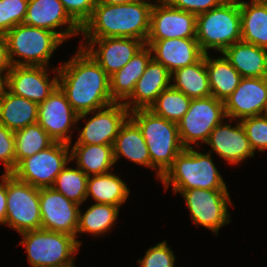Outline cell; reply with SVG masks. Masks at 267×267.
Instances as JSON below:
<instances>
[{
    "instance_id": "obj_1",
    "label": "cell",
    "mask_w": 267,
    "mask_h": 267,
    "mask_svg": "<svg viewBox=\"0 0 267 267\" xmlns=\"http://www.w3.org/2000/svg\"><path fill=\"white\" fill-rule=\"evenodd\" d=\"M58 86L78 114L77 122L115 102L110 93L109 76L80 46L71 60L58 66Z\"/></svg>"
},
{
    "instance_id": "obj_2",
    "label": "cell",
    "mask_w": 267,
    "mask_h": 267,
    "mask_svg": "<svg viewBox=\"0 0 267 267\" xmlns=\"http://www.w3.org/2000/svg\"><path fill=\"white\" fill-rule=\"evenodd\" d=\"M152 7L149 0L96 4L92 16L81 28V33L84 38L127 37L146 43Z\"/></svg>"
},
{
    "instance_id": "obj_3",
    "label": "cell",
    "mask_w": 267,
    "mask_h": 267,
    "mask_svg": "<svg viewBox=\"0 0 267 267\" xmlns=\"http://www.w3.org/2000/svg\"><path fill=\"white\" fill-rule=\"evenodd\" d=\"M129 117L140 128L149 150L151 166L161 180L177 155L185 149L179 137L178 123L159 117L149 109L134 110Z\"/></svg>"
},
{
    "instance_id": "obj_4",
    "label": "cell",
    "mask_w": 267,
    "mask_h": 267,
    "mask_svg": "<svg viewBox=\"0 0 267 267\" xmlns=\"http://www.w3.org/2000/svg\"><path fill=\"white\" fill-rule=\"evenodd\" d=\"M165 191L172 185L175 193L190 189H227L211 153H201L193 147L184 149L160 180Z\"/></svg>"
},
{
    "instance_id": "obj_5",
    "label": "cell",
    "mask_w": 267,
    "mask_h": 267,
    "mask_svg": "<svg viewBox=\"0 0 267 267\" xmlns=\"http://www.w3.org/2000/svg\"><path fill=\"white\" fill-rule=\"evenodd\" d=\"M196 40L206 54L214 49L223 52L241 41V14L239 0H226L221 5L197 15Z\"/></svg>"
},
{
    "instance_id": "obj_6",
    "label": "cell",
    "mask_w": 267,
    "mask_h": 267,
    "mask_svg": "<svg viewBox=\"0 0 267 267\" xmlns=\"http://www.w3.org/2000/svg\"><path fill=\"white\" fill-rule=\"evenodd\" d=\"M4 36L12 66L48 67L52 54L64 42L52 31L24 23L16 25Z\"/></svg>"
},
{
    "instance_id": "obj_7",
    "label": "cell",
    "mask_w": 267,
    "mask_h": 267,
    "mask_svg": "<svg viewBox=\"0 0 267 267\" xmlns=\"http://www.w3.org/2000/svg\"><path fill=\"white\" fill-rule=\"evenodd\" d=\"M28 263L32 267H48L74 264V258L80 245L76 237L63 232L44 229L30 230L20 233Z\"/></svg>"
},
{
    "instance_id": "obj_8",
    "label": "cell",
    "mask_w": 267,
    "mask_h": 267,
    "mask_svg": "<svg viewBox=\"0 0 267 267\" xmlns=\"http://www.w3.org/2000/svg\"><path fill=\"white\" fill-rule=\"evenodd\" d=\"M69 151V144L54 142L50 147L23 159L12 174L36 188L52 187L57 175L71 162Z\"/></svg>"
},
{
    "instance_id": "obj_9",
    "label": "cell",
    "mask_w": 267,
    "mask_h": 267,
    "mask_svg": "<svg viewBox=\"0 0 267 267\" xmlns=\"http://www.w3.org/2000/svg\"><path fill=\"white\" fill-rule=\"evenodd\" d=\"M226 119L224 102L214 96L192 99L188 111L178 122L179 137L185 149L199 141L206 143L212 130Z\"/></svg>"
},
{
    "instance_id": "obj_10",
    "label": "cell",
    "mask_w": 267,
    "mask_h": 267,
    "mask_svg": "<svg viewBox=\"0 0 267 267\" xmlns=\"http://www.w3.org/2000/svg\"><path fill=\"white\" fill-rule=\"evenodd\" d=\"M5 224L19 234L41 229L39 188L7 174V211Z\"/></svg>"
},
{
    "instance_id": "obj_11",
    "label": "cell",
    "mask_w": 267,
    "mask_h": 267,
    "mask_svg": "<svg viewBox=\"0 0 267 267\" xmlns=\"http://www.w3.org/2000/svg\"><path fill=\"white\" fill-rule=\"evenodd\" d=\"M185 199L196 226L210 229L217 235L220 228L230 223L228 205L233 204L228 189H190L179 192Z\"/></svg>"
},
{
    "instance_id": "obj_12",
    "label": "cell",
    "mask_w": 267,
    "mask_h": 267,
    "mask_svg": "<svg viewBox=\"0 0 267 267\" xmlns=\"http://www.w3.org/2000/svg\"><path fill=\"white\" fill-rule=\"evenodd\" d=\"M77 117L78 114L73 110L59 86L48 98L38 104L37 123L55 142L71 145V131L73 125L77 123Z\"/></svg>"
},
{
    "instance_id": "obj_13",
    "label": "cell",
    "mask_w": 267,
    "mask_h": 267,
    "mask_svg": "<svg viewBox=\"0 0 267 267\" xmlns=\"http://www.w3.org/2000/svg\"><path fill=\"white\" fill-rule=\"evenodd\" d=\"M196 18L191 12L179 10L165 0H156L151 10L147 40L196 38Z\"/></svg>"
},
{
    "instance_id": "obj_14",
    "label": "cell",
    "mask_w": 267,
    "mask_h": 267,
    "mask_svg": "<svg viewBox=\"0 0 267 267\" xmlns=\"http://www.w3.org/2000/svg\"><path fill=\"white\" fill-rule=\"evenodd\" d=\"M41 229L76 237L80 205L52 187L39 188Z\"/></svg>"
},
{
    "instance_id": "obj_15",
    "label": "cell",
    "mask_w": 267,
    "mask_h": 267,
    "mask_svg": "<svg viewBox=\"0 0 267 267\" xmlns=\"http://www.w3.org/2000/svg\"><path fill=\"white\" fill-rule=\"evenodd\" d=\"M87 40V41H85ZM80 47L84 48L110 77L141 49L145 43L127 37L84 38ZM98 48H95V46Z\"/></svg>"
},
{
    "instance_id": "obj_16",
    "label": "cell",
    "mask_w": 267,
    "mask_h": 267,
    "mask_svg": "<svg viewBox=\"0 0 267 267\" xmlns=\"http://www.w3.org/2000/svg\"><path fill=\"white\" fill-rule=\"evenodd\" d=\"M52 70L57 75L50 80L47 66H12L8 73L7 90L40 104L58 86V67Z\"/></svg>"
},
{
    "instance_id": "obj_17",
    "label": "cell",
    "mask_w": 267,
    "mask_h": 267,
    "mask_svg": "<svg viewBox=\"0 0 267 267\" xmlns=\"http://www.w3.org/2000/svg\"><path fill=\"white\" fill-rule=\"evenodd\" d=\"M267 107V77H242L238 87L225 99L224 110L230 122L263 115Z\"/></svg>"
},
{
    "instance_id": "obj_18",
    "label": "cell",
    "mask_w": 267,
    "mask_h": 267,
    "mask_svg": "<svg viewBox=\"0 0 267 267\" xmlns=\"http://www.w3.org/2000/svg\"><path fill=\"white\" fill-rule=\"evenodd\" d=\"M93 116L86 122L74 144L113 145L121 125L129 117V110L121 102L94 110Z\"/></svg>"
},
{
    "instance_id": "obj_19",
    "label": "cell",
    "mask_w": 267,
    "mask_h": 267,
    "mask_svg": "<svg viewBox=\"0 0 267 267\" xmlns=\"http://www.w3.org/2000/svg\"><path fill=\"white\" fill-rule=\"evenodd\" d=\"M24 24L56 33L63 41L81 34V27L68 15L60 0H29ZM63 26H68L63 30ZM62 30H55L59 29Z\"/></svg>"
},
{
    "instance_id": "obj_20",
    "label": "cell",
    "mask_w": 267,
    "mask_h": 267,
    "mask_svg": "<svg viewBox=\"0 0 267 267\" xmlns=\"http://www.w3.org/2000/svg\"><path fill=\"white\" fill-rule=\"evenodd\" d=\"M222 121L211 132L206 142L215 153L229 164H239L245 159L254 156V151L250 147L249 140L240 121L235 126Z\"/></svg>"
},
{
    "instance_id": "obj_21",
    "label": "cell",
    "mask_w": 267,
    "mask_h": 267,
    "mask_svg": "<svg viewBox=\"0 0 267 267\" xmlns=\"http://www.w3.org/2000/svg\"><path fill=\"white\" fill-rule=\"evenodd\" d=\"M152 58L161 63L170 73L197 62L204 53L196 38H172L164 40H147Z\"/></svg>"
},
{
    "instance_id": "obj_22",
    "label": "cell",
    "mask_w": 267,
    "mask_h": 267,
    "mask_svg": "<svg viewBox=\"0 0 267 267\" xmlns=\"http://www.w3.org/2000/svg\"><path fill=\"white\" fill-rule=\"evenodd\" d=\"M171 73L153 58L136 83L134 92L124 102L129 112L138 109H149L158 95L171 85Z\"/></svg>"
},
{
    "instance_id": "obj_23",
    "label": "cell",
    "mask_w": 267,
    "mask_h": 267,
    "mask_svg": "<svg viewBox=\"0 0 267 267\" xmlns=\"http://www.w3.org/2000/svg\"><path fill=\"white\" fill-rule=\"evenodd\" d=\"M151 59V49L145 45L122 69L109 77L110 93L115 102L124 103L131 96Z\"/></svg>"
},
{
    "instance_id": "obj_24",
    "label": "cell",
    "mask_w": 267,
    "mask_h": 267,
    "mask_svg": "<svg viewBox=\"0 0 267 267\" xmlns=\"http://www.w3.org/2000/svg\"><path fill=\"white\" fill-rule=\"evenodd\" d=\"M113 155L115 163L120 157H125L135 164L153 169L149 150L142 132L130 117L126 119L119 129L113 143Z\"/></svg>"
},
{
    "instance_id": "obj_25",
    "label": "cell",
    "mask_w": 267,
    "mask_h": 267,
    "mask_svg": "<svg viewBox=\"0 0 267 267\" xmlns=\"http://www.w3.org/2000/svg\"><path fill=\"white\" fill-rule=\"evenodd\" d=\"M242 77H267V50L243 41L236 42L222 53Z\"/></svg>"
},
{
    "instance_id": "obj_26",
    "label": "cell",
    "mask_w": 267,
    "mask_h": 267,
    "mask_svg": "<svg viewBox=\"0 0 267 267\" xmlns=\"http://www.w3.org/2000/svg\"><path fill=\"white\" fill-rule=\"evenodd\" d=\"M241 41L267 50V1L239 0Z\"/></svg>"
},
{
    "instance_id": "obj_27",
    "label": "cell",
    "mask_w": 267,
    "mask_h": 267,
    "mask_svg": "<svg viewBox=\"0 0 267 267\" xmlns=\"http://www.w3.org/2000/svg\"><path fill=\"white\" fill-rule=\"evenodd\" d=\"M71 161L88 177L110 172L115 164L113 145L74 144L70 145Z\"/></svg>"
},
{
    "instance_id": "obj_28",
    "label": "cell",
    "mask_w": 267,
    "mask_h": 267,
    "mask_svg": "<svg viewBox=\"0 0 267 267\" xmlns=\"http://www.w3.org/2000/svg\"><path fill=\"white\" fill-rule=\"evenodd\" d=\"M38 104L8 90L0 98V123L15 132L37 123Z\"/></svg>"
},
{
    "instance_id": "obj_29",
    "label": "cell",
    "mask_w": 267,
    "mask_h": 267,
    "mask_svg": "<svg viewBox=\"0 0 267 267\" xmlns=\"http://www.w3.org/2000/svg\"><path fill=\"white\" fill-rule=\"evenodd\" d=\"M208 54H205V64L210 90L212 96L224 102L238 87L242 76L224 55L214 59Z\"/></svg>"
},
{
    "instance_id": "obj_30",
    "label": "cell",
    "mask_w": 267,
    "mask_h": 267,
    "mask_svg": "<svg viewBox=\"0 0 267 267\" xmlns=\"http://www.w3.org/2000/svg\"><path fill=\"white\" fill-rule=\"evenodd\" d=\"M171 85L190 99L212 95L205 64V54L194 64L176 69L171 73Z\"/></svg>"
},
{
    "instance_id": "obj_31",
    "label": "cell",
    "mask_w": 267,
    "mask_h": 267,
    "mask_svg": "<svg viewBox=\"0 0 267 267\" xmlns=\"http://www.w3.org/2000/svg\"><path fill=\"white\" fill-rule=\"evenodd\" d=\"M129 194L127 184L112 172L88 177L86 199L92 196L95 203L120 207L126 202Z\"/></svg>"
},
{
    "instance_id": "obj_32",
    "label": "cell",
    "mask_w": 267,
    "mask_h": 267,
    "mask_svg": "<svg viewBox=\"0 0 267 267\" xmlns=\"http://www.w3.org/2000/svg\"><path fill=\"white\" fill-rule=\"evenodd\" d=\"M119 206L104 203H94L84 213L79 208L78 228L76 240L81 246V241L77 239V234L89 233L100 236L110 231L116 223Z\"/></svg>"
},
{
    "instance_id": "obj_33",
    "label": "cell",
    "mask_w": 267,
    "mask_h": 267,
    "mask_svg": "<svg viewBox=\"0 0 267 267\" xmlns=\"http://www.w3.org/2000/svg\"><path fill=\"white\" fill-rule=\"evenodd\" d=\"M16 166L25 158L50 147L55 141L38 124L14 132Z\"/></svg>"
},
{
    "instance_id": "obj_34",
    "label": "cell",
    "mask_w": 267,
    "mask_h": 267,
    "mask_svg": "<svg viewBox=\"0 0 267 267\" xmlns=\"http://www.w3.org/2000/svg\"><path fill=\"white\" fill-rule=\"evenodd\" d=\"M191 100L184 93L170 85L158 95L149 110L159 117L178 123L188 111Z\"/></svg>"
},
{
    "instance_id": "obj_35",
    "label": "cell",
    "mask_w": 267,
    "mask_h": 267,
    "mask_svg": "<svg viewBox=\"0 0 267 267\" xmlns=\"http://www.w3.org/2000/svg\"><path fill=\"white\" fill-rule=\"evenodd\" d=\"M87 181L88 176L81 169L66 165L57 175L52 188L67 199L81 205L87 200Z\"/></svg>"
},
{
    "instance_id": "obj_36",
    "label": "cell",
    "mask_w": 267,
    "mask_h": 267,
    "mask_svg": "<svg viewBox=\"0 0 267 267\" xmlns=\"http://www.w3.org/2000/svg\"><path fill=\"white\" fill-rule=\"evenodd\" d=\"M29 0H0V34L24 23Z\"/></svg>"
},
{
    "instance_id": "obj_37",
    "label": "cell",
    "mask_w": 267,
    "mask_h": 267,
    "mask_svg": "<svg viewBox=\"0 0 267 267\" xmlns=\"http://www.w3.org/2000/svg\"><path fill=\"white\" fill-rule=\"evenodd\" d=\"M242 127L249 140L250 147L255 152L267 150V117L263 115L242 119Z\"/></svg>"
},
{
    "instance_id": "obj_38",
    "label": "cell",
    "mask_w": 267,
    "mask_h": 267,
    "mask_svg": "<svg viewBox=\"0 0 267 267\" xmlns=\"http://www.w3.org/2000/svg\"><path fill=\"white\" fill-rule=\"evenodd\" d=\"M137 262L139 267H175V254L164 240L150 247Z\"/></svg>"
},
{
    "instance_id": "obj_39",
    "label": "cell",
    "mask_w": 267,
    "mask_h": 267,
    "mask_svg": "<svg viewBox=\"0 0 267 267\" xmlns=\"http://www.w3.org/2000/svg\"><path fill=\"white\" fill-rule=\"evenodd\" d=\"M0 162L4 164V173H12L16 168L14 132L0 123Z\"/></svg>"
},
{
    "instance_id": "obj_40",
    "label": "cell",
    "mask_w": 267,
    "mask_h": 267,
    "mask_svg": "<svg viewBox=\"0 0 267 267\" xmlns=\"http://www.w3.org/2000/svg\"><path fill=\"white\" fill-rule=\"evenodd\" d=\"M68 15L82 28L92 16L97 0H60Z\"/></svg>"
},
{
    "instance_id": "obj_41",
    "label": "cell",
    "mask_w": 267,
    "mask_h": 267,
    "mask_svg": "<svg viewBox=\"0 0 267 267\" xmlns=\"http://www.w3.org/2000/svg\"><path fill=\"white\" fill-rule=\"evenodd\" d=\"M171 6L191 12L194 15L205 13L219 5L226 0H165Z\"/></svg>"
},
{
    "instance_id": "obj_42",
    "label": "cell",
    "mask_w": 267,
    "mask_h": 267,
    "mask_svg": "<svg viewBox=\"0 0 267 267\" xmlns=\"http://www.w3.org/2000/svg\"><path fill=\"white\" fill-rule=\"evenodd\" d=\"M0 178V224L5 225L7 211V174H2Z\"/></svg>"
},
{
    "instance_id": "obj_43",
    "label": "cell",
    "mask_w": 267,
    "mask_h": 267,
    "mask_svg": "<svg viewBox=\"0 0 267 267\" xmlns=\"http://www.w3.org/2000/svg\"><path fill=\"white\" fill-rule=\"evenodd\" d=\"M12 64L8 54L6 38L0 34V72H10Z\"/></svg>"
},
{
    "instance_id": "obj_44",
    "label": "cell",
    "mask_w": 267,
    "mask_h": 267,
    "mask_svg": "<svg viewBox=\"0 0 267 267\" xmlns=\"http://www.w3.org/2000/svg\"><path fill=\"white\" fill-rule=\"evenodd\" d=\"M8 73L0 72V98L6 93L8 85Z\"/></svg>"
},
{
    "instance_id": "obj_45",
    "label": "cell",
    "mask_w": 267,
    "mask_h": 267,
    "mask_svg": "<svg viewBox=\"0 0 267 267\" xmlns=\"http://www.w3.org/2000/svg\"><path fill=\"white\" fill-rule=\"evenodd\" d=\"M138 0H97V4H124Z\"/></svg>"
},
{
    "instance_id": "obj_46",
    "label": "cell",
    "mask_w": 267,
    "mask_h": 267,
    "mask_svg": "<svg viewBox=\"0 0 267 267\" xmlns=\"http://www.w3.org/2000/svg\"><path fill=\"white\" fill-rule=\"evenodd\" d=\"M75 264H64V265H57V266H48V267H75Z\"/></svg>"
},
{
    "instance_id": "obj_47",
    "label": "cell",
    "mask_w": 267,
    "mask_h": 267,
    "mask_svg": "<svg viewBox=\"0 0 267 267\" xmlns=\"http://www.w3.org/2000/svg\"><path fill=\"white\" fill-rule=\"evenodd\" d=\"M264 115L267 117V107L265 109Z\"/></svg>"
}]
</instances>
